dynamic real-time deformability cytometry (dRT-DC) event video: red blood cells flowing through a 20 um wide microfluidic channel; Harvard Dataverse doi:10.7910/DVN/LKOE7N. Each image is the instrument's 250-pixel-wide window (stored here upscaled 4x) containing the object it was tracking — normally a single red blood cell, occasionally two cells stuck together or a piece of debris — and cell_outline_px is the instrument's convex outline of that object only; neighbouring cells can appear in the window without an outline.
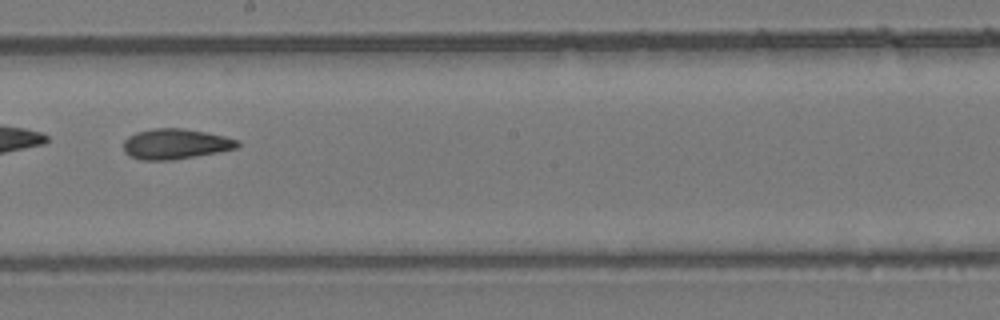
{"species": "common noctule bat (a hibernating species)", "species_latin": "Nyctalus noctula", "temperature_condition": "room temperature", "stored_images_in_passage": 53, "camera_frame_rate_fps": 3000, "um_per_image_px": 0.085, "animal": {"sex": "female", "body_mass_g": 24.6, "forearm_length_mm": 56.2}, "frame": {"image": 1, "passage_image": 31, "time_ms": 10.0, "image_size_px": [1000, 320], "cell_outline_px": [[240, 144], [236, 148], [220, 152], [172, 160], [140, 160], [128, 156], [124, 152], [124, 140], [128, 136], [136, 132], [152, 128], [184, 128], [224, 136], [240, 140]], "centroid_in_image_um": [14.9, 12.24], "position_along_channel_um": 233.3, "area_um2": 20.35}, "authors_computed_cell_mechanics": {"area_um2": 20.9814, "velocity_mm_per_s": 3.9129, "shape_relaxation_time_tau1_ms": null, "shape_relaxation_time_tau2_ms": 3.168, "deformation_change_tau1": null, "deformation_change_tau2": 0.0839}}